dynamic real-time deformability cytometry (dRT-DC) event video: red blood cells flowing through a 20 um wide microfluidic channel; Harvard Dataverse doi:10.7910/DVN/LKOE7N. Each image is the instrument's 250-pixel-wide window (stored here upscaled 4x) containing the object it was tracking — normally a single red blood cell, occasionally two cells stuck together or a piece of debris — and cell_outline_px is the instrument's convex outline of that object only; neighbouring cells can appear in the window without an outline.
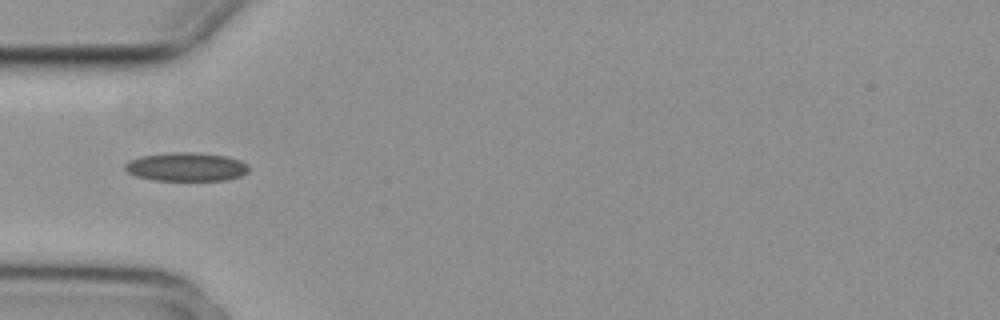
{"species": "common noctule bat (a hibernating species)", "species_latin": "Nyctalus noctula", "temperature_condition": "cold", "stored_images_in_passage": 1, "camera_frame_rate_fps": 3000, "um_per_image_px": 0.085, "animal": {"sex": "female", "body_mass_g": 29.2, "forearm_length_mm": 56.3}, "frame": {"image": 1, "passage_image": 1, "time_ms": 0.0, "image_size_px": [1000, 320], "cell_outline_px": [[248, 172], [240, 176], [224, 180], [156, 180], [136, 176], [128, 172], [124, 168], [124, 164], [128, 160], [140, 156], [168, 152], [192, 152], [228, 156], [240, 160], [248, 164]], "centroid_in_image_um": [15.82, 14.17], "position_along_channel_um": 69.2, "area_um2": 20.75}}